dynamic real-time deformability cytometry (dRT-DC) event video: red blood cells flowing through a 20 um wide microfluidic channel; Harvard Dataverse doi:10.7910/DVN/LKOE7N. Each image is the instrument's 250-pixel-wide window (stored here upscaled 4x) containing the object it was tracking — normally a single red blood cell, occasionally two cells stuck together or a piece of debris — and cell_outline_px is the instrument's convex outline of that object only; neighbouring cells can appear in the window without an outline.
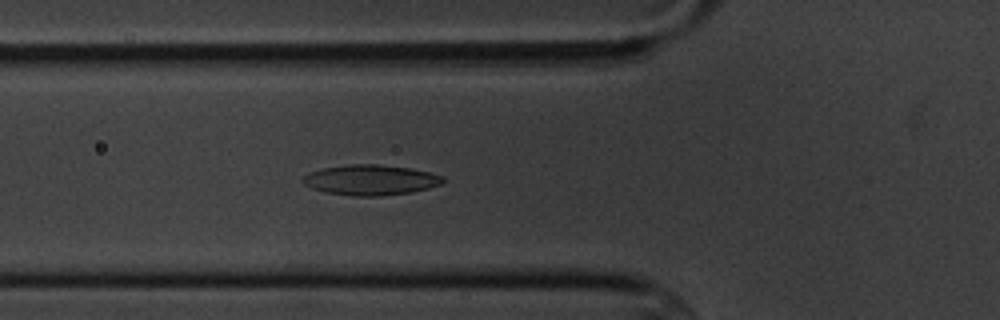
{"species": "common noctule bat (a hibernating species)", "species_latin": "Nyctalus noctula", "temperature_condition": "cold", "stored_images_in_passage": 6, "camera_frame_rate_fps": 3000, "um_per_image_px": 0.085, "animal": {"sex": "male", "body_mass_g": 20.1, "forearm_length_mm": 53.5}, "frame": {"image": 1, "passage_image": 6, "time_ms": 6.0, "image_size_px": [1000, 320], "cell_outline_px": [[444, 180], [440, 184], [428, 188], [408, 192], [380, 196], [352, 196], [324, 192], [312, 188], [304, 184], [300, 180], [308, 172], [324, 168], [348, 164], [380, 164], [408, 168], [428, 172], [444, 176]], "centroid_in_image_um": [31.45, 15.29], "position_along_channel_um": 94.4, "area_um2": 24.68}}